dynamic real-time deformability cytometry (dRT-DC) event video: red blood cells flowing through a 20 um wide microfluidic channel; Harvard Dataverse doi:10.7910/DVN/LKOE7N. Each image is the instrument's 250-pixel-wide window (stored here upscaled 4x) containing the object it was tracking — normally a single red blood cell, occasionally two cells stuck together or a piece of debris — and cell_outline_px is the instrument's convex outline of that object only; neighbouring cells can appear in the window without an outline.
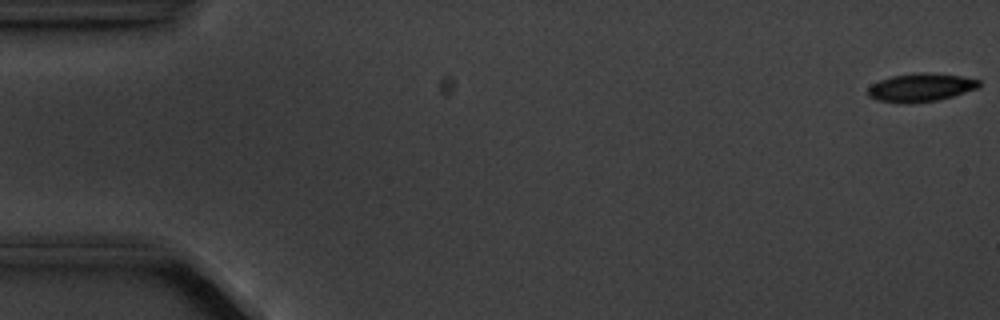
{"species": "common noctule bat (a hibernating species)", "species_latin": "Nyctalus noctula", "temperature_condition": "cold", "stored_images_in_passage": 5, "camera_frame_rate_fps": 3000, "um_per_image_px": 0.085, "animal": {"sex": "male", "body_mass_g": 20.1, "forearm_length_mm": 53.5}, "frame": {"image": 1, "passage_image": 1, "time_ms": 0.0, "image_size_px": [1000, 320], "cell_outline_px": [[980, 88], [940, 100], [912, 104], [900, 104], [876, 100], [868, 96], [868, 88], [872, 84], [880, 80], [892, 76], [916, 72], [928, 72], [960, 76], [980, 80]], "centroid_in_image_um": [78.27, 7.45], "position_along_channel_um": 6.7, "area_um2": 18.73}}